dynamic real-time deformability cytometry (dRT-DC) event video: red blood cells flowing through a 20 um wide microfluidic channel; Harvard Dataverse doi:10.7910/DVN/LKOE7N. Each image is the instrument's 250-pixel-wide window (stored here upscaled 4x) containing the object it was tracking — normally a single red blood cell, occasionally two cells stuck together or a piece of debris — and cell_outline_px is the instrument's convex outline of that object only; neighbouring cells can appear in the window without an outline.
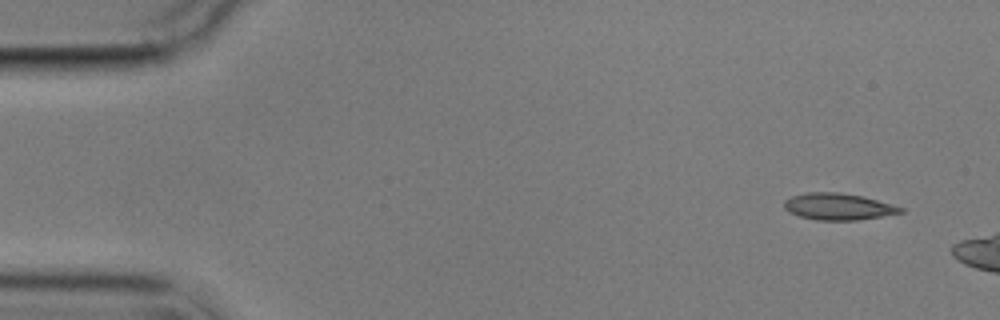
{"species": "common noctule bat (a hibernating species)", "species_latin": "Nyctalus noctula", "temperature_condition": "cold", "stored_images_in_passage": 3, "camera_frame_rate_fps": 3000, "um_per_image_px": 0.085, "animal": {"sex": "male", "body_mass_g": 17.9}, "frame": {"image": 1, "passage_image": 1, "time_ms": 0.0, "image_size_px": [1000, 320], "cell_outline_px": [[904, 212], [856, 220], [816, 220], [800, 216], [788, 212], [784, 208], [784, 200], [792, 196], [808, 192], [840, 192], [860, 196], [876, 200], [904, 208]], "centroid_in_image_um": [71.2, 17.56], "position_along_channel_um": 13.8, "area_um2": 17.86}}